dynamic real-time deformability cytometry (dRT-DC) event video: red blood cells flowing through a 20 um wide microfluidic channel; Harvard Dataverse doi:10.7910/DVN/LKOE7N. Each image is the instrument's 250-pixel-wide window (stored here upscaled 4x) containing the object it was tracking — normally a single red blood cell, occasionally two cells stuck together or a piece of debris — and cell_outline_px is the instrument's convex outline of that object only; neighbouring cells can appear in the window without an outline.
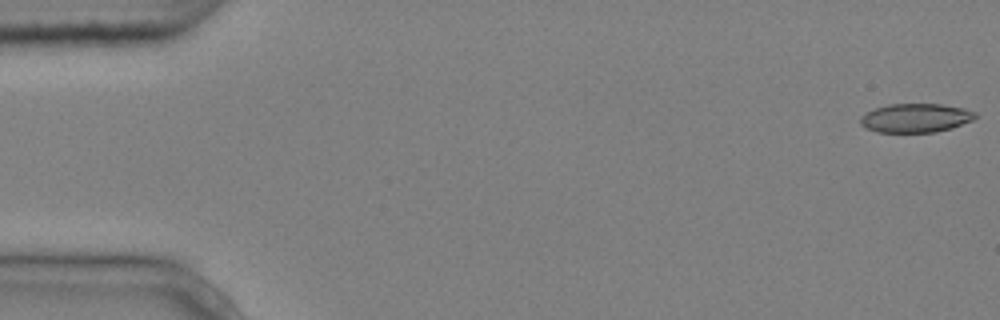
{"species": "common noctule bat (a hibernating species)", "species_latin": "Nyctalus noctula", "temperature_condition": "cold", "stored_images_in_passage": 6, "camera_frame_rate_fps": 3000, "um_per_image_px": 0.085, "animal": {"sex": "male", "body_mass_g": 20.4}, "frame": {"image": 1, "passage_image": 1, "time_ms": 0.0, "image_size_px": [1000, 320], "cell_outline_px": [[976, 116], [972, 120], [952, 128], [936, 132], [876, 132], [864, 128], [860, 124], [860, 116], [864, 112], [888, 104], [940, 104], [964, 108], [976, 112]], "centroid_in_image_um": [77.79, 10.03], "position_along_channel_um": 7.2, "area_um2": 19.48}}